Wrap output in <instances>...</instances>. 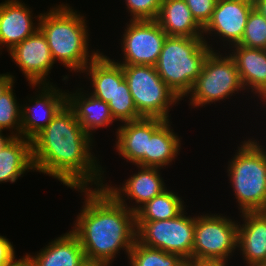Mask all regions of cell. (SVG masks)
Here are the masks:
<instances>
[{
	"label": "cell",
	"instance_id": "7402d4cb",
	"mask_svg": "<svg viewBox=\"0 0 266 266\" xmlns=\"http://www.w3.org/2000/svg\"><path fill=\"white\" fill-rule=\"evenodd\" d=\"M156 21L167 36L203 37L185 0H162Z\"/></svg>",
	"mask_w": 266,
	"mask_h": 266
},
{
	"label": "cell",
	"instance_id": "3957f363",
	"mask_svg": "<svg viewBox=\"0 0 266 266\" xmlns=\"http://www.w3.org/2000/svg\"><path fill=\"white\" fill-rule=\"evenodd\" d=\"M73 10L68 4L56 5L49 12L40 13L37 22L47 39L54 62L58 60L70 71L81 74L100 51H88L89 33L85 17Z\"/></svg>",
	"mask_w": 266,
	"mask_h": 266
},
{
	"label": "cell",
	"instance_id": "d590c367",
	"mask_svg": "<svg viewBox=\"0 0 266 266\" xmlns=\"http://www.w3.org/2000/svg\"><path fill=\"white\" fill-rule=\"evenodd\" d=\"M254 9L266 18V0H253Z\"/></svg>",
	"mask_w": 266,
	"mask_h": 266
},
{
	"label": "cell",
	"instance_id": "ffe728a7",
	"mask_svg": "<svg viewBox=\"0 0 266 266\" xmlns=\"http://www.w3.org/2000/svg\"><path fill=\"white\" fill-rule=\"evenodd\" d=\"M82 88H78L75 93H66V103L73 110L76 119L84 131L91 137L93 130L108 127L115 121L111 114L108 103L93 96L83 94Z\"/></svg>",
	"mask_w": 266,
	"mask_h": 266
},
{
	"label": "cell",
	"instance_id": "f35d334b",
	"mask_svg": "<svg viewBox=\"0 0 266 266\" xmlns=\"http://www.w3.org/2000/svg\"><path fill=\"white\" fill-rule=\"evenodd\" d=\"M259 266H266V261H264L262 264H260Z\"/></svg>",
	"mask_w": 266,
	"mask_h": 266
},
{
	"label": "cell",
	"instance_id": "4fadbf2b",
	"mask_svg": "<svg viewBox=\"0 0 266 266\" xmlns=\"http://www.w3.org/2000/svg\"><path fill=\"white\" fill-rule=\"evenodd\" d=\"M253 8V0H217L211 20L203 28L204 41L207 43L204 35L208 33L217 34L229 47L239 44Z\"/></svg>",
	"mask_w": 266,
	"mask_h": 266
},
{
	"label": "cell",
	"instance_id": "9c48e42d",
	"mask_svg": "<svg viewBox=\"0 0 266 266\" xmlns=\"http://www.w3.org/2000/svg\"><path fill=\"white\" fill-rule=\"evenodd\" d=\"M237 241L238 223L235 220L220 214L195 216L192 260L228 263Z\"/></svg>",
	"mask_w": 266,
	"mask_h": 266
},
{
	"label": "cell",
	"instance_id": "4316f807",
	"mask_svg": "<svg viewBox=\"0 0 266 266\" xmlns=\"http://www.w3.org/2000/svg\"><path fill=\"white\" fill-rule=\"evenodd\" d=\"M108 106L115 121L125 123L143 118L137 112L128 83L125 79L121 83H116V92L114 93V97L108 102Z\"/></svg>",
	"mask_w": 266,
	"mask_h": 266
},
{
	"label": "cell",
	"instance_id": "f1b7e54d",
	"mask_svg": "<svg viewBox=\"0 0 266 266\" xmlns=\"http://www.w3.org/2000/svg\"><path fill=\"white\" fill-rule=\"evenodd\" d=\"M238 45L266 50V18L252 9L242 39Z\"/></svg>",
	"mask_w": 266,
	"mask_h": 266
},
{
	"label": "cell",
	"instance_id": "8fae6325",
	"mask_svg": "<svg viewBox=\"0 0 266 266\" xmlns=\"http://www.w3.org/2000/svg\"><path fill=\"white\" fill-rule=\"evenodd\" d=\"M31 84H49L46 77L55 64L45 35L38 29L8 52Z\"/></svg>",
	"mask_w": 266,
	"mask_h": 266
},
{
	"label": "cell",
	"instance_id": "5bb4252c",
	"mask_svg": "<svg viewBox=\"0 0 266 266\" xmlns=\"http://www.w3.org/2000/svg\"><path fill=\"white\" fill-rule=\"evenodd\" d=\"M137 167L140 171L138 170L137 173H134V175H131V177L125 180L122 187H120V185L119 187H113L112 185L110 186L107 185V183H104V188L120 204L124 205L134 213L146 202L150 201L167 189L163 178H161L160 168L144 167L139 165H137ZM125 197H127V200L129 199V201L135 200L137 205H131V207H128L125 202Z\"/></svg>",
	"mask_w": 266,
	"mask_h": 266
},
{
	"label": "cell",
	"instance_id": "d6a6232c",
	"mask_svg": "<svg viewBox=\"0 0 266 266\" xmlns=\"http://www.w3.org/2000/svg\"><path fill=\"white\" fill-rule=\"evenodd\" d=\"M16 256L14 255L9 261H7L3 266H34L31 254L26 255L17 260Z\"/></svg>",
	"mask_w": 266,
	"mask_h": 266
},
{
	"label": "cell",
	"instance_id": "30bf717a",
	"mask_svg": "<svg viewBox=\"0 0 266 266\" xmlns=\"http://www.w3.org/2000/svg\"><path fill=\"white\" fill-rule=\"evenodd\" d=\"M126 28L121 42L124 61L117 63L155 66L167 37L165 31L156 20H130Z\"/></svg>",
	"mask_w": 266,
	"mask_h": 266
},
{
	"label": "cell",
	"instance_id": "1f68e13d",
	"mask_svg": "<svg viewBox=\"0 0 266 266\" xmlns=\"http://www.w3.org/2000/svg\"><path fill=\"white\" fill-rule=\"evenodd\" d=\"M15 254V250L11 242L4 236L0 235V266H3Z\"/></svg>",
	"mask_w": 266,
	"mask_h": 266
},
{
	"label": "cell",
	"instance_id": "484cf974",
	"mask_svg": "<svg viewBox=\"0 0 266 266\" xmlns=\"http://www.w3.org/2000/svg\"><path fill=\"white\" fill-rule=\"evenodd\" d=\"M127 257L130 266H183L185 261L177 254L146 247L137 240Z\"/></svg>",
	"mask_w": 266,
	"mask_h": 266
},
{
	"label": "cell",
	"instance_id": "7a4b0ae2",
	"mask_svg": "<svg viewBox=\"0 0 266 266\" xmlns=\"http://www.w3.org/2000/svg\"><path fill=\"white\" fill-rule=\"evenodd\" d=\"M76 190L84 192L86 199L71 231L78 237L87 262L110 265L123 249L129 255L136 241L135 213L104 187Z\"/></svg>",
	"mask_w": 266,
	"mask_h": 266
},
{
	"label": "cell",
	"instance_id": "9a60e30c",
	"mask_svg": "<svg viewBox=\"0 0 266 266\" xmlns=\"http://www.w3.org/2000/svg\"><path fill=\"white\" fill-rule=\"evenodd\" d=\"M161 118H141L125 122L116 132V150L127 162L145 167L148 138L165 122Z\"/></svg>",
	"mask_w": 266,
	"mask_h": 266
},
{
	"label": "cell",
	"instance_id": "cb8c5ba5",
	"mask_svg": "<svg viewBox=\"0 0 266 266\" xmlns=\"http://www.w3.org/2000/svg\"><path fill=\"white\" fill-rule=\"evenodd\" d=\"M180 138L171 129L170 120H166L148 138L145 152V167L164 168L178 156L181 148ZM164 166V167H163Z\"/></svg>",
	"mask_w": 266,
	"mask_h": 266
},
{
	"label": "cell",
	"instance_id": "d4e9b609",
	"mask_svg": "<svg viewBox=\"0 0 266 266\" xmlns=\"http://www.w3.org/2000/svg\"><path fill=\"white\" fill-rule=\"evenodd\" d=\"M177 195L173 191L164 190L135 212L136 221H160L176 218L185 210L184 201Z\"/></svg>",
	"mask_w": 266,
	"mask_h": 266
},
{
	"label": "cell",
	"instance_id": "74e56055",
	"mask_svg": "<svg viewBox=\"0 0 266 266\" xmlns=\"http://www.w3.org/2000/svg\"><path fill=\"white\" fill-rule=\"evenodd\" d=\"M5 136L3 135V133L0 131V141L4 138Z\"/></svg>",
	"mask_w": 266,
	"mask_h": 266
},
{
	"label": "cell",
	"instance_id": "ba28073f",
	"mask_svg": "<svg viewBox=\"0 0 266 266\" xmlns=\"http://www.w3.org/2000/svg\"><path fill=\"white\" fill-rule=\"evenodd\" d=\"M184 210L176 218L160 221H136V240L142 245L192 259L195 216ZM186 214V215H185Z\"/></svg>",
	"mask_w": 266,
	"mask_h": 266
},
{
	"label": "cell",
	"instance_id": "7c38bea8",
	"mask_svg": "<svg viewBox=\"0 0 266 266\" xmlns=\"http://www.w3.org/2000/svg\"><path fill=\"white\" fill-rule=\"evenodd\" d=\"M32 87L42 88L36 98L29 99L30 104L21 105V136L32 140L54 118L66 104V93L49 84H31ZM41 86V87H39ZM28 105V106H27ZM24 107V108H23Z\"/></svg>",
	"mask_w": 266,
	"mask_h": 266
},
{
	"label": "cell",
	"instance_id": "52a82bcc",
	"mask_svg": "<svg viewBox=\"0 0 266 266\" xmlns=\"http://www.w3.org/2000/svg\"><path fill=\"white\" fill-rule=\"evenodd\" d=\"M244 89L234 59L230 55L223 56L220 51H211L188 94L189 102L194 108L201 107L225 100Z\"/></svg>",
	"mask_w": 266,
	"mask_h": 266
},
{
	"label": "cell",
	"instance_id": "e0dca14e",
	"mask_svg": "<svg viewBox=\"0 0 266 266\" xmlns=\"http://www.w3.org/2000/svg\"><path fill=\"white\" fill-rule=\"evenodd\" d=\"M229 49H232L228 54L235 61L243 87L258 94L256 96L266 105V50L238 44Z\"/></svg>",
	"mask_w": 266,
	"mask_h": 266
},
{
	"label": "cell",
	"instance_id": "e575fe53",
	"mask_svg": "<svg viewBox=\"0 0 266 266\" xmlns=\"http://www.w3.org/2000/svg\"><path fill=\"white\" fill-rule=\"evenodd\" d=\"M14 81V76H12V74H0V97L5 90L15 83Z\"/></svg>",
	"mask_w": 266,
	"mask_h": 266
},
{
	"label": "cell",
	"instance_id": "603a6c76",
	"mask_svg": "<svg viewBox=\"0 0 266 266\" xmlns=\"http://www.w3.org/2000/svg\"><path fill=\"white\" fill-rule=\"evenodd\" d=\"M86 73L92 84L90 94L108 103L116 92V83H121L125 77L122 65L112 61L103 53H99L82 71Z\"/></svg>",
	"mask_w": 266,
	"mask_h": 266
},
{
	"label": "cell",
	"instance_id": "ac0fdd59",
	"mask_svg": "<svg viewBox=\"0 0 266 266\" xmlns=\"http://www.w3.org/2000/svg\"><path fill=\"white\" fill-rule=\"evenodd\" d=\"M244 223L238 222L237 248L246 266H259L266 261V212H244Z\"/></svg>",
	"mask_w": 266,
	"mask_h": 266
},
{
	"label": "cell",
	"instance_id": "44dd1931",
	"mask_svg": "<svg viewBox=\"0 0 266 266\" xmlns=\"http://www.w3.org/2000/svg\"><path fill=\"white\" fill-rule=\"evenodd\" d=\"M31 258L34 266H84L87 263L80 241L72 231L51 241Z\"/></svg>",
	"mask_w": 266,
	"mask_h": 266
},
{
	"label": "cell",
	"instance_id": "83f0119b",
	"mask_svg": "<svg viewBox=\"0 0 266 266\" xmlns=\"http://www.w3.org/2000/svg\"><path fill=\"white\" fill-rule=\"evenodd\" d=\"M14 83L0 97V131L9 129L10 136H21V106H18ZM15 133H14V131Z\"/></svg>",
	"mask_w": 266,
	"mask_h": 266
},
{
	"label": "cell",
	"instance_id": "2e32d148",
	"mask_svg": "<svg viewBox=\"0 0 266 266\" xmlns=\"http://www.w3.org/2000/svg\"><path fill=\"white\" fill-rule=\"evenodd\" d=\"M30 7L19 0L0 3V49L5 45L10 51L15 45L30 37L39 29L33 23Z\"/></svg>",
	"mask_w": 266,
	"mask_h": 266
},
{
	"label": "cell",
	"instance_id": "8992f818",
	"mask_svg": "<svg viewBox=\"0 0 266 266\" xmlns=\"http://www.w3.org/2000/svg\"><path fill=\"white\" fill-rule=\"evenodd\" d=\"M137 112L145 118L169 119V109L180 99L152 65H122Z\"/></svg>",
	"mask_w": 266,
	"mask_h": 266
},
{
	"label": "cell",
	"instance_id": "277c9868",
	"mask_svg": "<svg viewBox=\"0 0 266 266\" xmlns=\"http://www.w3.org/2000/svg\"><path fill=\"white\" fill-rule=\"evenodd\" d=\"M211 47L203 37H166L155 68L180 100L188 97L206 57L211 51H215Z\"/></svg>",
	"mask_w": 266,
	"mask_h": 266
},
{
	"label": "cell",
	"instance_id": "f546056e",
	"mask_svg": "<svg viewBox=\"0 0 266 266\" xmlns=\"http://www.w3.org/2000/svg\"><path fill=\"white\" fill-rule=\"evenodd\" d=\"M131 20H156L162 0H125Z\"/></svg>",
	"mask_w": 266,
	"mask_h": 266
},
{
	"label": "cell",
	"instance_id": "d6986e66",
	"mask_svg": "<svg viewBox=\"0 0 266 266\" xmlns=\"http://www.w3.org/2000/svg\"><path fill=\"white\" fill-rule=\"evenodd\" d=\"M28 170L34 171L31 140L7 135L0 141V183H14Z\"/></svg>",
	"mask_w": 266,
	"mask_h": 266
},
{
	"label": "cell",
	"instance_id": "5b68a950",
	"mask_svg": "<svg viewBox=\"0 0 266 266\" xmlns=\"http://www.w3.org/2000/svg\"><path fill=\"white\" fill-rule=\"evenodd\" d=\"M240 146L227 167L238 209L240 213L266 212V149L253 139Z\"/></svg>",
	"mask_w": 266,
	"mask_h": 266
},
{
	"label": "cell",
	"instance_id": "8d00e7d4",
	"mask_svg": "<svg viewBox=\"0 0 266 266\" xmlns=\"http://www.w3.org/2000/svg\"><path fill=\"white\" fill-rule=\"evenodd\" d=\"M84 266H110V265L103 264V263H89V262H87Z\"/></svg>",
	"mask_w": 266,
	"mask_h": 266
},
{
	"label": "cell",
	"instance_id": "836d02e7",
	"mask_svg": "<svg viewBox=\"0 0 266 266\" xmlns=\"http://www.w3.org/2000/svg\"><path fill=\"white\" fill-rule=\"evenodd\" d=\"M220 261H197L185 260L183 266H228V264Z\"/></svg>",
	"mask_w": 266,
	"mask_h": 266
},
{
	"label": "cell",
	"instance_id": "6da1fadb",
	"mask_svg": "<svg viewBox=\"0 0 266 266\" xmlns=\"http://www.w3.org/2000/svg\"><path fill=\"white\" fill-rule=\"evenodd\" d=\"M92 141L93 137L84 131L66 103L31 140L34 170L71 189L90 188L89 184L102 188L104 171L90 152Z\"/></svg>",
	"mask_w": 266,
	"mask_h": 266
},
{
	"label": "cell",
	"instance_id": "4dcf8cb0",
	"mask_svg": "<svg viewBox=\"0 0 266 266\" xmlns=\"http://www.w3.org/2000/svg\"><path fill=\"white\" fill-rule=\"evenodd\" d=\"M193 18L204 28L211 20L217 0H185Z\"/></svg>",
	"mask_w": 266,
	"mask_h": 266
}]
</instances>
